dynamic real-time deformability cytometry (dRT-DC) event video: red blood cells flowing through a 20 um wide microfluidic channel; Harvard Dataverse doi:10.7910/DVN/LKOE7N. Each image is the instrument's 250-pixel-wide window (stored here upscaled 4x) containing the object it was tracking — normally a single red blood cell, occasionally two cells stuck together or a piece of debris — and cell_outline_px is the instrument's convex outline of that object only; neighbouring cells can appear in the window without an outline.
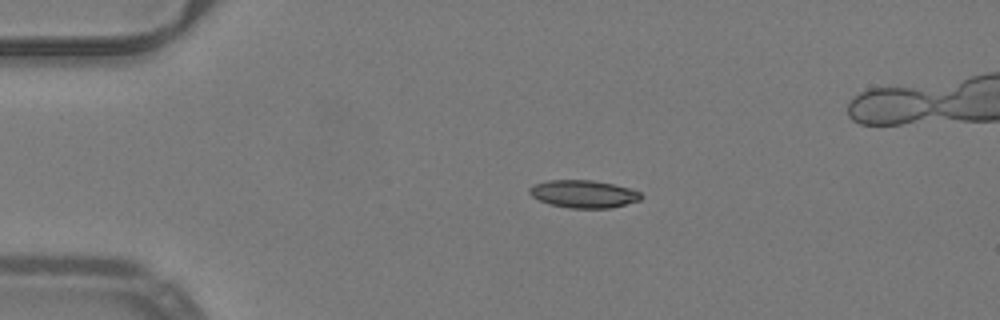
{"species": "common noctule bat (a hibernating species)", "species_latin": "Nyctalus noctula", "temperature_condition": "warm", "stored_images_in_passage": 50, "camera_frame_rate_fps": 3000, "um_per_image_px": 0.085, "animal": {"sex": "male", "body_mass_g": 19.2, "forearm_length_mm": 51.8}, "frame": {"image": 1, "passage_image": 12, "time_ms": 3.667, "image_size_px": [1000, 320], "cell_outline_px": [[644, 196], [640, 200], [612, 208], [568, 208], [552, 204], [540, 200], [532, 196], [528, 192], [528, 188], [532, 184], [548, 180], [592, 180], [612, 184], [628, 188], [640, 192]], "centroid_in_image_um": [49.59, 16.48], "position_along_channel_um": 35.4, "area_um2": 17.98}}
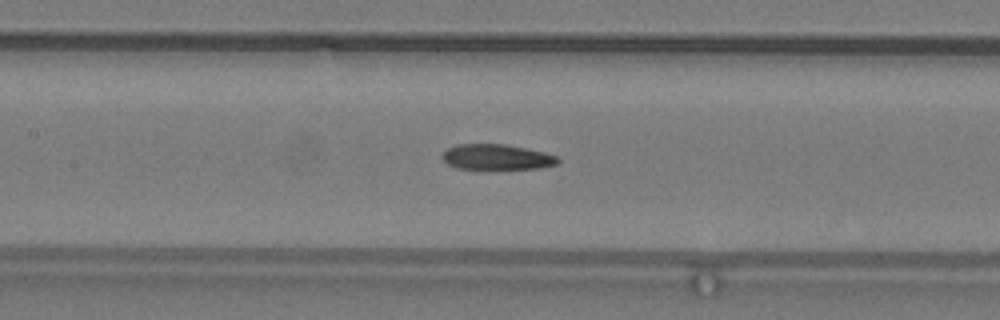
{"frame": {"image": 2, "passage_image": 25, "time_ms": 8.0, "image_size_px": [1000, 320], "cell_outline_px": [[560, 160], [556, 164], [540, 168], [456, 168], [448, 164], [440, 156], [448, 148], [456, 144], [504, 144], [528, 148], [544, 152], [556, 156]], "centroid_in_image_um": [42.21, 13.33], "position_along_channel_um": 165.2, "area_um2": 16.94}}
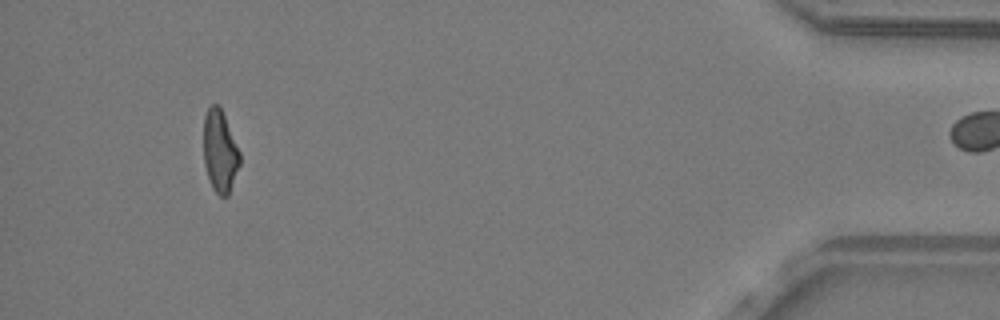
{"frame": {"image": 3, "passage_image": 49, "time_ms": 16.0, "image_size_px": [1000, 320], "cell_outline_px": [[240, 164], [228, 196], [220, 196], [212, 188], [204, 164], [204, 116], [208, 108], [212, 104], [216, 104], [220, 108], [224, 116], [240, 152]], "centroid_in_image_um": [18.69, 12.88], "position_along_channel_um": 416.5, "area_um2": 17.11}, "authors_computed_cell_mechanics": {"area_um2": 18.0047, "velocity_mm_per_s": 4.0121, "shape_relaxation_time_tau1_ms": null, "shape_relaxation_time_tau2_ms": 2.8331, "deformation_change_tau1": null, "deformation_change_tau2": 0.1154}}